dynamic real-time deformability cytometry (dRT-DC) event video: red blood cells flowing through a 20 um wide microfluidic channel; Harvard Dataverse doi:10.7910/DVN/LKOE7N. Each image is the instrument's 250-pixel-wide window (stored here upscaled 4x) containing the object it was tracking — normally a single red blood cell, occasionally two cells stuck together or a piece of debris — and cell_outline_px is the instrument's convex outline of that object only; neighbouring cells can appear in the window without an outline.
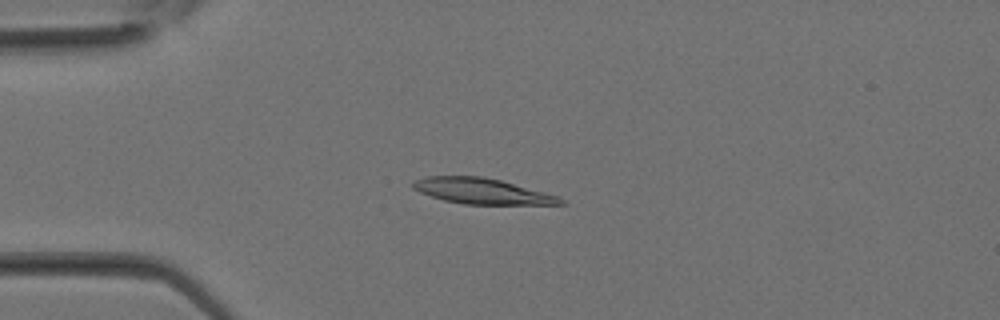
{"species": "Egyptian fruit bat (a non-hibernating species)", "species_latin": "Rousettus aegyptiacus", "temperature_condition": "room temperature", "stored_images_in_passage": 19, "camera_frame_rate_fps": 3000, "um_per_image_px": 0.085, "animal": {"sex": "female"}, "frame": {"image": 1, "passage_image": 9, "time_ms": 2.667, "image_size_px": [1000, 320], "cell_outline_px": [[568, 204], [464, 204], [444, 200], [420, 192], [412, 188], [412, 184], [416, 180], [428, 176], [484, 176], [500, 180], [560, 196]], "centroid_in_image_um": [41.0, 16.24], "position_along_channel_um": 44.0, "area_um2": 21.91}}
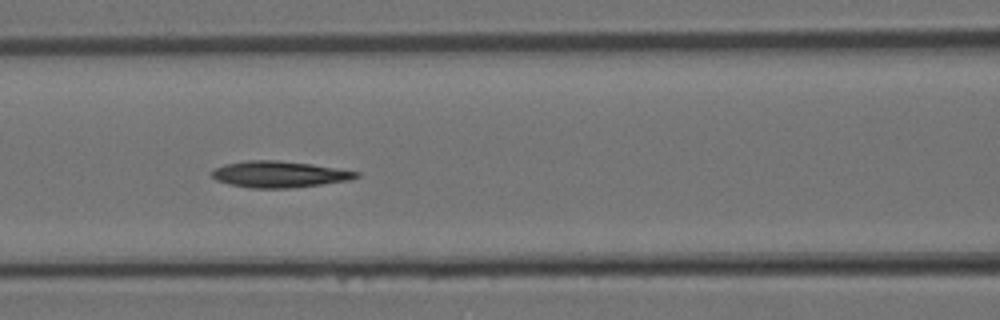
{"frame": {"image": 2, "passage_image": 15, "time_ms": 4.667, "image_size_px": [1000, 320], "cell_outline_px": [[360, 176], [352, 180], [292, 188], [252, 188], [228, 184], [216, 180], [212, 176], [212, 172], [216, 168], [224, 164], [244, 160], [276, 160], [312, 164], [360, 172]], "centroid_in_image_um": [23.75, 14.81], "position_along_channel_um": 142.8, "area_um2": 22.25}}
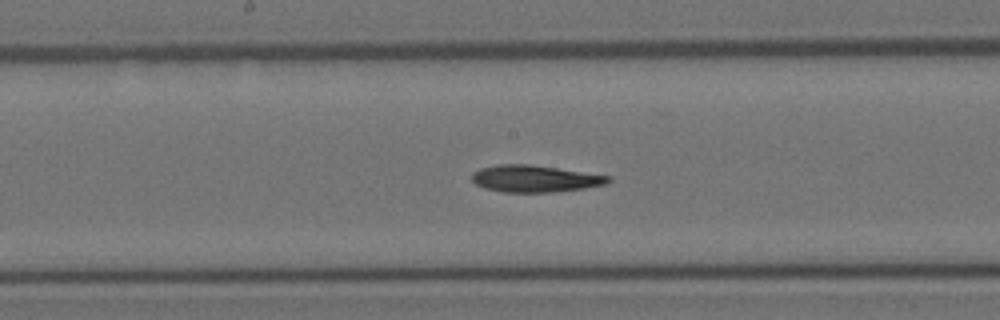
{"frame": {"image": 3, "passage_image": 18, "time_ms": 5.667, "image_size_px": [1000, 320], "cell_outline_px": [[612, 180], [608, 184], [584, 188], [552, 192], [500, 192], [484, 188], [476, 184], [472, 180], [472, 172], [480, 168], [496, 164], [532, 164], [612, 176]], "centroid_in_image_um": [45.47, 15.18], "position_along_channel_um": 202.7, "area_um2": 21.62}}